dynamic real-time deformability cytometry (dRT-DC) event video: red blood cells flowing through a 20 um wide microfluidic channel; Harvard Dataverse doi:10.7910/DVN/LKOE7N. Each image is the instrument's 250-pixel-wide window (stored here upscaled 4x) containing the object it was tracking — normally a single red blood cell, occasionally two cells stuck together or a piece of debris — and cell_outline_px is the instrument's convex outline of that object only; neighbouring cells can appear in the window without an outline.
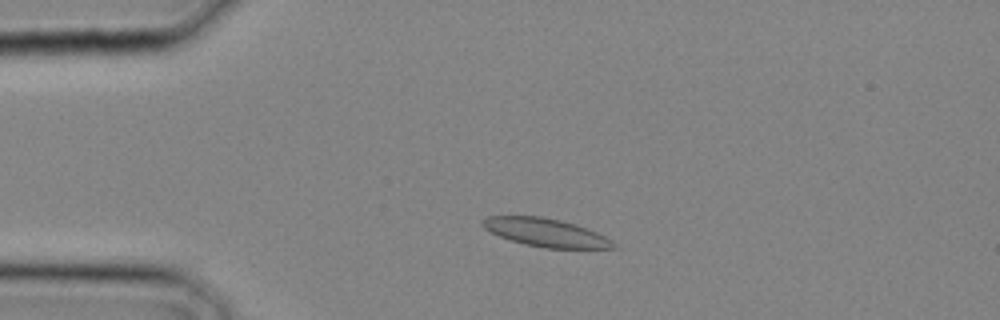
{"species": "common noctule bat (a hibernating species)", "species_latin": "Nyctalus noctula", "temperature_condition": "cold", "stored_images_in_passage": 12, "camera_frame_rate_fps": 3000, "um_per_image_px": 0.085, "animal": {"sex": "male", "body_mass_g": 20.4}, "frame": {"image": 1, "passage_image": 4, "time_ms": 1.0, "image_size_px": [1000, 320], "cell_outline_px": [[620, 248], [544, 248], [524, 244], [500, 236], [484, 228], [480, 224], [480, 220], [488, 216], [540, 216], [560, 220], [576, 224], [596, 232], [612, 240]], "centroid_in_image_um": [46.39, 19.76], "position_along_channel_um": 38.6, "area_um2": 21.44}}
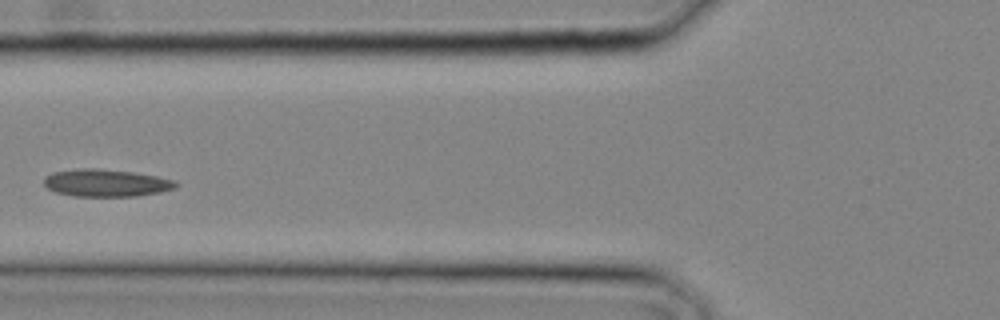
{"frame": {"image": 2, "passage_image": 9, "time_ms": 2.667, "image_size_px": [1000, 320], "cell_outline_px": [[180, 184], [176, 188], [160, 192], [136, 196], [72, 196], [56, 192], [48, 188], [44, 184], [44, 176], [52, 172], [76, 168], [96, 168], [132, 172], [156, 176], [176, 180]], "centroid_in_image_um": [9.02, 15.54], "position_along_channel_um": 116.8, "area_um2": 21.21}}
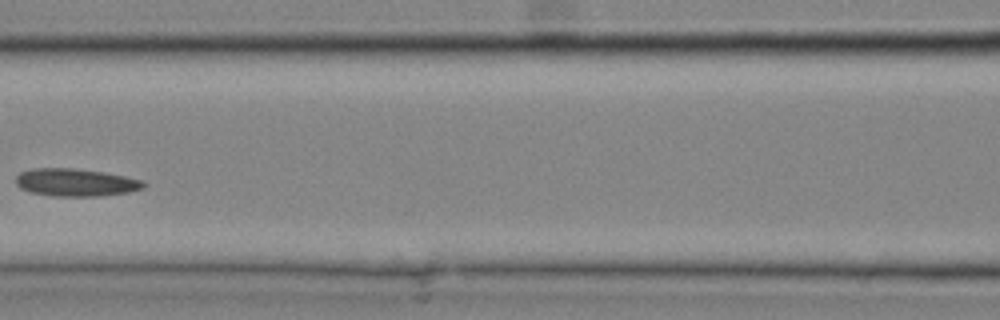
{"frame": {"image": 3, "passage_image": 11, "time_ms": 3.333, "image_size_px": [1000, 320], "cell_outline_px": [[148, 184], [144, 188], [128, 192], [100, 196], [52, 196], [32, 192], [20, 188], [16, 184], [16, 176], [20, 172], [32, 168], [76, 168], [104, 172], [144, 180]], "centroid_in_image_um": [6.46, 15.5], "position_along_channel_um": 160.1, "area_um2": 20.75}}